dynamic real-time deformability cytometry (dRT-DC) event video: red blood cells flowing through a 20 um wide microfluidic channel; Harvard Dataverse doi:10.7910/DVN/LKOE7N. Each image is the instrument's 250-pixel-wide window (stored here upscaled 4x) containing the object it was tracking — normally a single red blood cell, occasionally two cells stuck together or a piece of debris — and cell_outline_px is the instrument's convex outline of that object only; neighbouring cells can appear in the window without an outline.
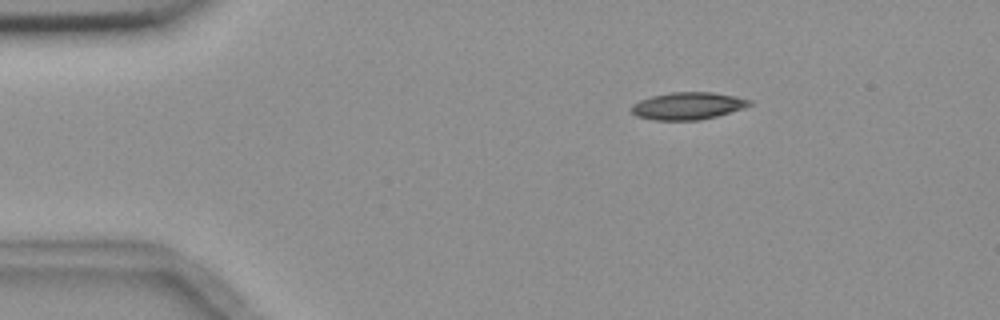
{"species": "common noctule bat (a hibernating species)", "species_latin": "Nyctalus noctula", "temperature_condition": "room temperature", "stored_images_in_passage": 3, "segment_of_instrument_passage": [1, 2], "camera_frame_rate_fps": 3000, "um_per_image_px": 0.085, "animal": {"sex": "female", "body_mass_g": 18.4}, "frame": {"image": 1, "passage_image": 1, "time_ms": 0.0, "image_size_px": [1000, 320], "cell_outline_px": [[752, 104], [716, 116], [700, 120], [652, 120], [636, 116], [632, 112], [632, 104], [640, 100], [652, 96], [672, 92], [712, 92], [736, 96], [752, 100]], "centroid_in_image_um": [58.44, 9.0], "position_along_channel_um": 26.6, "area_um2": 18.61}}